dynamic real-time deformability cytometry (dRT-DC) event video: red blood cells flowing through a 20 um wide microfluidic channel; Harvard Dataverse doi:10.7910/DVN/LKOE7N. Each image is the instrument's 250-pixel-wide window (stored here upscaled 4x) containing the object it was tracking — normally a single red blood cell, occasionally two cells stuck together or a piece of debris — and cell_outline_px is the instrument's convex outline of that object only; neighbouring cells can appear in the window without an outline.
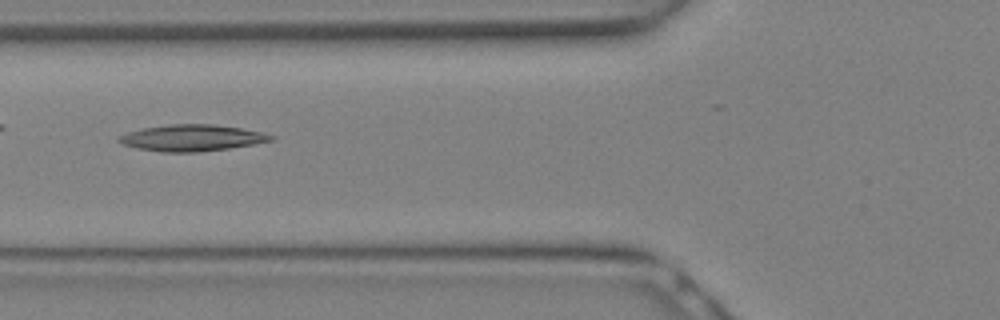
{"species": "Egyptian fruit bat (a non-hibernating species)", "species_latin": "Rousettus aegyptiacus", "temperature_condition": "warm", "stored_images_in_passage": 10, "camera_frame_rate_fps": 3000, "um_per_image_px": 0.085, "animal": {"sex": "female"}, "frame": {"image": 1, "passage_image": 7, "time_ms": 2.0, "image_size_px": [1000, 320], "cell_outline_px": [[276, 140], [228, 148], [200, 152], [160, 152], [136, 148], [124, 144], [116, 140], [120, 136], [128, 132], [144, 128], [172, 124], [212, 124], [240, 128], [260, 132], [276, 136]], "centroid_in_image_um": [16.32, 11.72], "position_along_channel_um": 109.5, "area_um2": 23.24}}
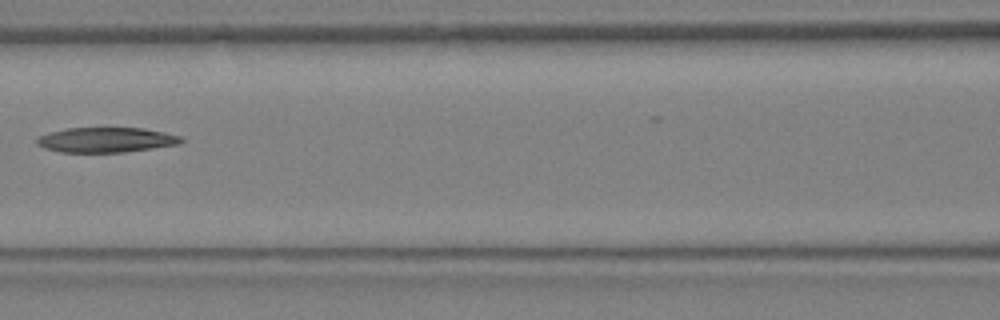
{"frame": {"image": 2, "passage_image": 9, "time_ms": 2.667, "image_size_px": [1000, 320], "cell_outline_px": [[184, 140], [180, 144], [124, 152], [60, 152], [44, 148], [36, 144], [36, 136], [48, 132], [68, 128], [144, 128], [184, 136]], "centroid_in_image_um": [9.01, 11.88], "position_along_channel_um": 157.6, "area_um2": 21.21}}